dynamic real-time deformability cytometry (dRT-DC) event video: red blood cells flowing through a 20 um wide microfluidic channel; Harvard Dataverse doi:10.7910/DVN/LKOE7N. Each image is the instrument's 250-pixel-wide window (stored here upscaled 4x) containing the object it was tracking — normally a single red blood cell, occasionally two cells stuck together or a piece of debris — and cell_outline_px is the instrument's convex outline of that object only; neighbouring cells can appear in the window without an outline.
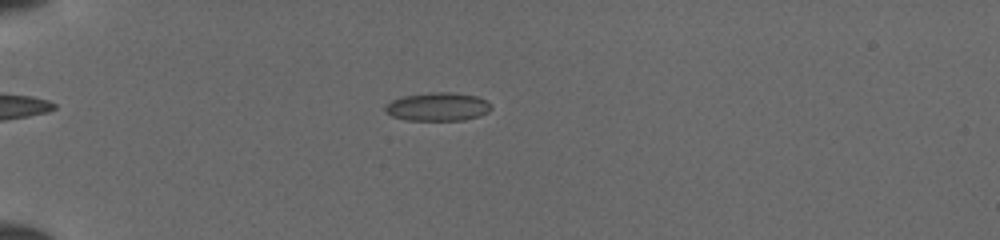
{"species": "common noctule bat (a hibernating species)", "species_latin": "Nyctalus noctula", "temperature_condition": "cold", "stored_images_in_passage": 51, "camera_frame_rate_fps": 3000, "um_per_image_px": 0.085, "animal": {"sex": "female", "body_mass_g": 19.5, "forearm_length_mm": 54.1}, "frame": {"image": 1, "passage_image": 16, "time_ms": 5.0, "image_size_px": [1000, 240], "cell_outline_px": [[488, 108], [484, 112], [476, 116], [456, 120], [412, 120], [396, 116], [388, 112], [388, 104], [396, 100], [408, 96], [472, 96], [484, 100], [488, 104]], "centroid_in_image_um": [37.2, 9.15], "position_along_channel_um": 47.8, "area_um2": 14.97}}
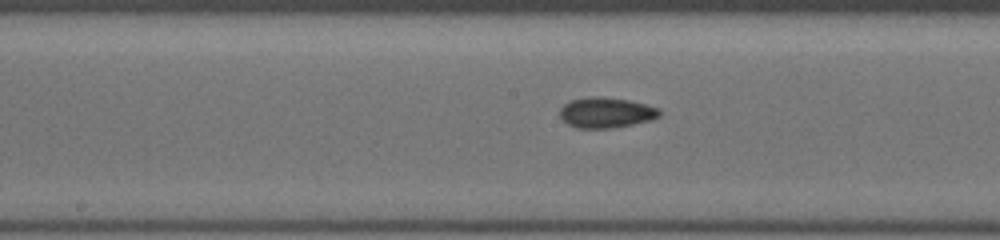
{"frame": {"image": 2, "passage_image": 29, "time_ms": 9.333, "image_size_px": [1000, 240], "cell_outline_px": [[660, 112], [656, 116], [644, 120], [628, 124], [596, 128], [584, 128], [572, 124], [564, 120], [560, 112], [568, 104], [576, 100], [624, 100], [656, 108]], "centroid_in_image_um": [51.52, 9.61], "position_along_channel_um": 196.7, "area_um2": 15.14}}
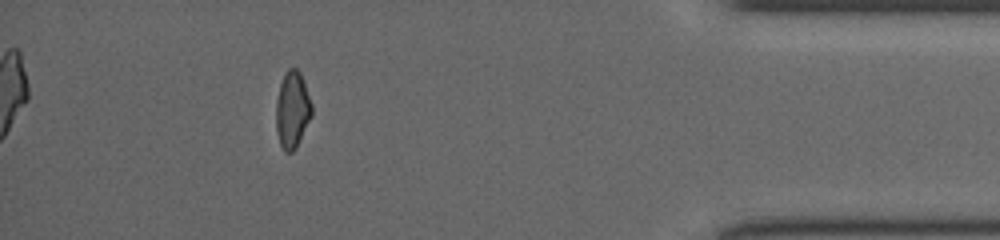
{"frame": {"image": 3, "passage_image": 47, "time_ms": 15.333, "image_size_px": [1000, 240], "cell_outline_px": [[312, 112], [292, 152], [288, 152], [280, 144], [276, 128], [276, 108], [280, 84], [284, 76], [292, 68], [296, 68], [304, 84], [312, 108]], "centroid_in_image_um": [24.82, 9.33], "position_along_channel_um": 410.4, "area_um2": 14.8}}